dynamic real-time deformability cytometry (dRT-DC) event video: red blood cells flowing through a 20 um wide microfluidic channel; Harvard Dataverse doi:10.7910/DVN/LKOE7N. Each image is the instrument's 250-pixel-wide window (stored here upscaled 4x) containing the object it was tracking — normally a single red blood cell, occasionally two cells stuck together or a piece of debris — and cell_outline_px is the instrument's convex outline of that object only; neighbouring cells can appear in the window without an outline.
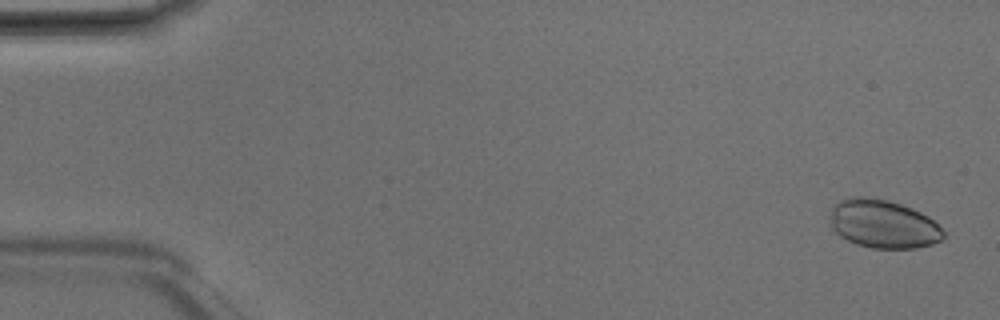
{"species": "Egyptian fruit bat (a non-hibernating species)", "species_latin": "Rousettus aegyptiacus", "temperature_condition": "room temperature", "stored_images_in_passage": 5, "camera_frame_rate_fps": 3000, "um_per_image_px": 0.085, "animal": {"sex": "male"}, "frame": {"image": 1, "passage_image": 1, "time_ms": 0.0, "image_size_px": [1000, 320], "cell_outline_px": [[944, 236], [940, 240], [932, 244], [916, 248], [872, 248], [856, 244], [840, 236], [828, 224], [832, 208], [840, 200], [852, 196], [860, 196], [888, 200], [912, 208], [928, 216], [944, 232]], "centroid_in_image_um": [75.03, 19.04], "position_along_channel_um": 10.0, "area_um2": 31.91}}